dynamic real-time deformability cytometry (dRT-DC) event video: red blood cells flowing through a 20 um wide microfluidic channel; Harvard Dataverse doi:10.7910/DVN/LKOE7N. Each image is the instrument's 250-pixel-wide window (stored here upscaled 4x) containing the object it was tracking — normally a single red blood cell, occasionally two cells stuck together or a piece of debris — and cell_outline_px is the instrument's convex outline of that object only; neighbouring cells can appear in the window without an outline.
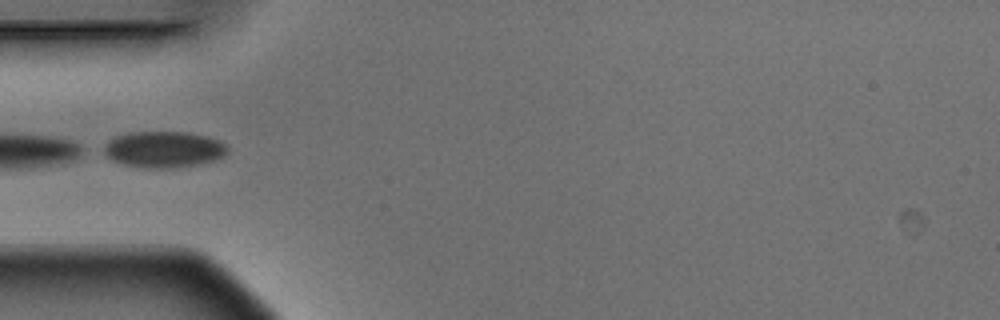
{"species": "Egyptian fruit bat (a non-hibernating species)", "species_latin": "Rousettus aegyptiacus", "temperature_condition": "warm", "stored_images_in_passage": 5, "camera_frame_rate_fps": 3000, "um_per_image_px": 0.085, "animal": {"sex": "male"}, "frame": {"image": 1, "passage_image": 4, "time_ms": 1.0, "image_size_px": [1000, 320], "cell_outline_px": [[228, 152], [224, 156], [216, 160], [176, 168], [144, 168], [124, 164], [112, 160], [104, 152], [104, 144], [108, 140], [116, 136], [128, 132], [184, 132], [208, 136], [220, 140], [228, 148]], "centroid_in_image_um": [13.93, 12.7], "position_along_channel_um": 71.1, "area_um2": 26.24}}
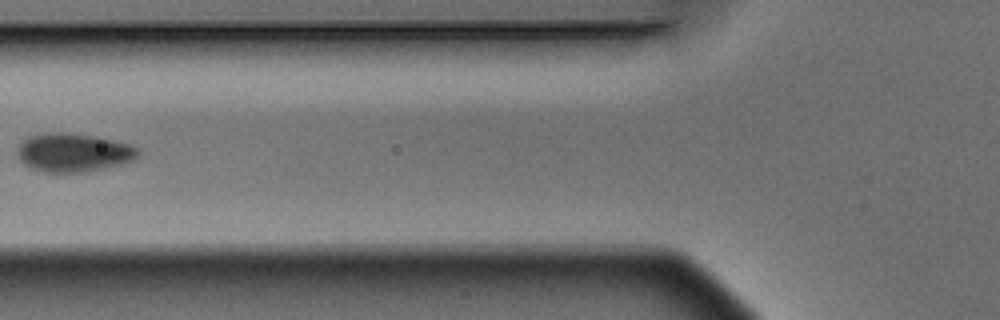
{"frame": {"image": 2, "passage_image": 5, "time_ms": 1.333, "image_size_px": [1000, 320], "cell_outline_px": [[140, 152], [132, 160], [120, 164], [84, 172], [44, 172], [32, 168], [24, 164], [20, 160], [16, 152], [20, 144], [28, 136], [44, 132], [64, 132], [96, 136], [128, 144], [140, 148]], "centroid_in_image_um": [6.21, 12.95], "position_along_channel_um": 119.6, "area_um2": 27.05}}